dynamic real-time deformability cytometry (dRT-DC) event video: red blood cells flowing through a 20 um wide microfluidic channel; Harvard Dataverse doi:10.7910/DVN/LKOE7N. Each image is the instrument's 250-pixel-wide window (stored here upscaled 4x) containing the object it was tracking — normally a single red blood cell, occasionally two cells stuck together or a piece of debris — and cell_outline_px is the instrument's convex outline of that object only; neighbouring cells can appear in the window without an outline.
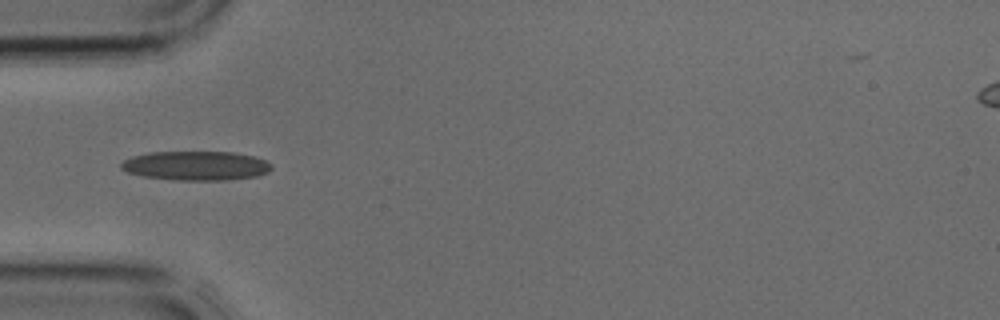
{"species": "common noctule bat (a hibernating species)", "species_latin": "Nyctalus noctula", "temperature_condition": "cold", "stored_images_in_passage": 24, "camera_frame_rate_fps": 3000, "um_per_image_px": 0.085, "animal": {"sex": "male", "body_mass_g": 17.9, "forearm_length_mm": 54.2}, "frame": {"image": 1, "passage_image": 1, "time_ms": 0.0, "image_size_px": [1000, 320], "cell_outline_px": [[272, 168], [268, 172], [256, 176], [220, 180], [172, 180], [144, 176], [128, 172], [120, 168], [120, 164], [124, 160], [132, 156], [148, 152], [232, 152], [256, 156], [272, 164]], "centroid_in_image_um": [16.65, 14.08], "position_along_channel_um": 68.4, "area_um2": 25.61}}
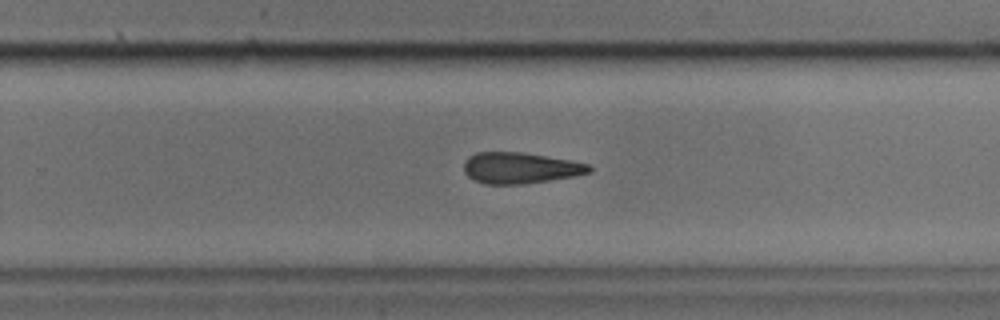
{"frame": {"image": 2, "passage_image": 14, "time_ms": 4.333, "image_size_px": [1000, 320], "cell_outline_px": [[592, 172], [572, 176], [524, 184], [484, 184], [468, 176], [464, 172], [464, 160], [468, 156], [476, 152], [520, 152], [572, 160], [592, 164]], "centroid_in_image_um": [44.22, 14.27], "position_along_channel_um": 285.6, "area_um2": 22.77}}
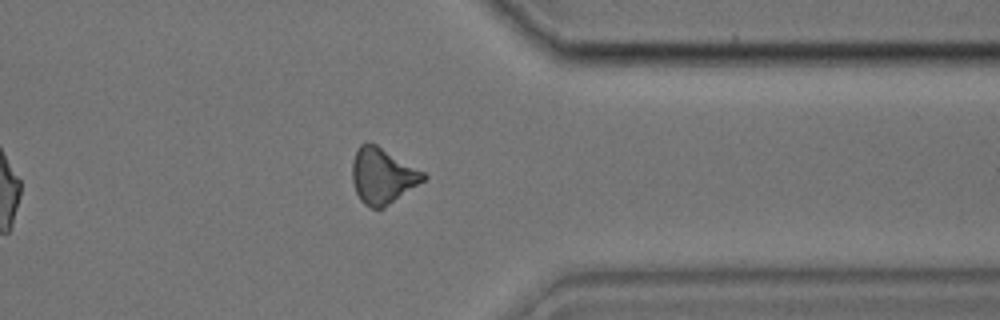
{"frame": {"image": 3, "passage_image": 20, "time_ms": 6.333, "image_size_px": [1000, 320], "cell_outline_px": [[428, 176], [424, 180], [384, 208], [372, 208], [364, 204], [360, 200], [356, 192], [352, 180], [352, 160], [360, 144], [376, 144], [424, 172]], "centroid_in_image_um": [32.5, 14.96], "position_along_channel_um": 378.9, "area_um2": 22.77}}